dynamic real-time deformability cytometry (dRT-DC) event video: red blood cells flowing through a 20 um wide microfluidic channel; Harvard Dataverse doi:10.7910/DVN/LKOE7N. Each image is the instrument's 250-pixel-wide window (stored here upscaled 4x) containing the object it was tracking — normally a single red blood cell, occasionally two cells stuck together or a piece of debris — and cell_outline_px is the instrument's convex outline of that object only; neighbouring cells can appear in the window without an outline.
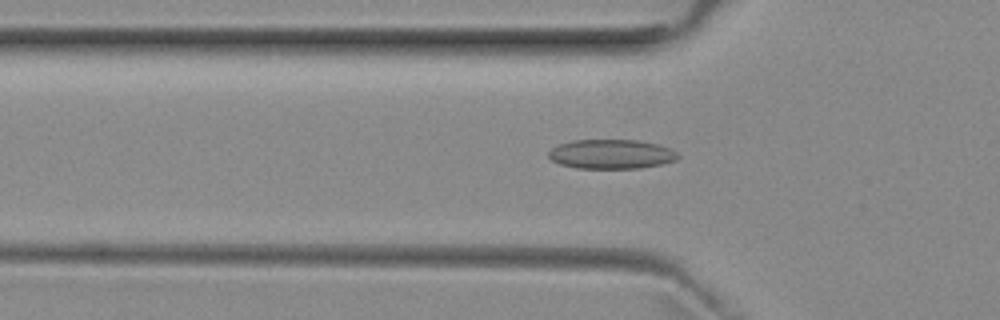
{"species": "common noctule bat (a hibernating species)", "species_latin": "Nyctalus noctula", "temperature_condition": "room temperature", "stored_images_in_passage": 47, "camera_frame_rate_fps": 3000, "um_per_image_px": 0.085, "animal": {"sex": "female", "body_mass_g": 29.2, "forearm_length_mm": 56.3}, "frame": {"image": 1, "passage_image": 16, "time_ms": 5.0, "image_size_px": [1000, 320], "cell_outline_px": [[680, 156], [676, 160], [660, 164], [640, 168], [576, 168], [560, 164], [552, 160], [548, 156], [548, 152], [552, 148], [560, 144], [572, 140], [640, 140], [656, 144], [668, 148], [676, 152]], "centroid_in_image_um": [51.94, 13.1], "position_along_channel_um": 73.9, "area_um2": 22.02}}
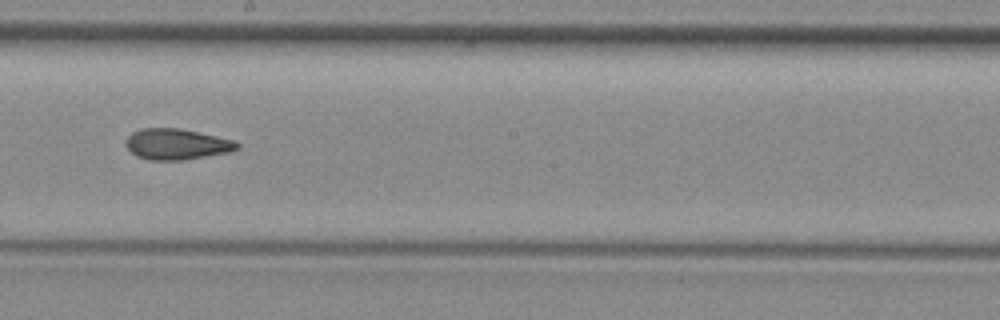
{"frame": {"image": 2, "passage_image": 28, "time_ms": 9.0, "image_size_px": [1000, 320], "cell_outline_px": [[240, 148], [232, 152], [180, 160], [148, 160], [136, 156], [128, 148], [128, 136], [132, 132], [140, 128], [180, 128], [216, 136], [232, 140], [240, 144]], "centroid_in_image_um": [15.05, 12.25], "position_along_channel_um": 233.2, "area_um2": 19.88}}
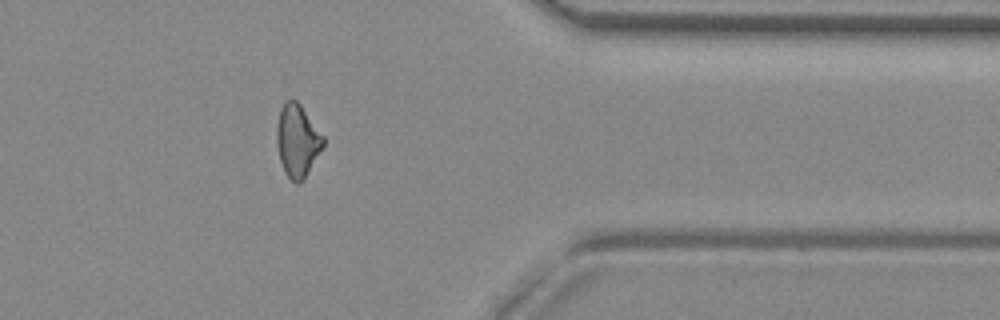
{"frame": {"image": 3, "passage_image": 41, "time_ms": 13.333, "image_size_px": [1000, 320], "cell_outline_px": [[324, 144], [304, 180], [300, 184], [296, 184], [284, 172], [280, 160], [276, 144], [276, 124], [280, 108], [284, 100], [296, 100], [300, 104], [324, 136]], "centroid_in_image_um": [25.25, 11.95], "position_along_channel_um": 386.1, "area_um2": 19.83}}